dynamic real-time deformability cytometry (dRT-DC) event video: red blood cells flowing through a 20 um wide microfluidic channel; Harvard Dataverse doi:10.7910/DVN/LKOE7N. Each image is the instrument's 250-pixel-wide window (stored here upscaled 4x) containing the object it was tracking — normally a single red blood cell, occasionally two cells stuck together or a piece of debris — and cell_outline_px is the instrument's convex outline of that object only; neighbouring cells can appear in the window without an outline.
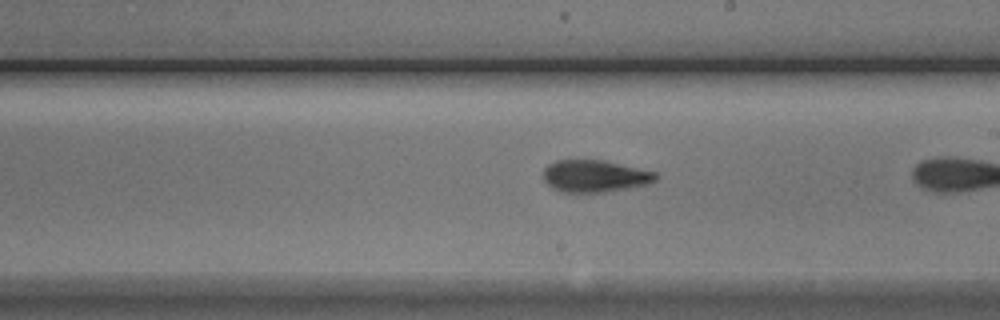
{"species": "Egyptian fruit bat (a non-hibernating species)", "species_latin": "Rousettus aegyptiacus", "temperature_condition": "cold", "stored_images_in_passage": 21, "camera_frame_rate_fps": 3000, "um_per_image_px": 0.085, "animal": {"sex": "male"}, "frame": {"image": 1, "passage_image": 15, "time_ms": 4.667, "image_size_px": [1000, 320], "cell_outline_px": [[660, 176], [656, 180], [648, 184], [628, 188], [604, 192], [564, 192], [552, 188], [544, 180], [544, 168], [548, 164], [556, 160], [600, 160], [656, 172]], "centroid_in_image_um": [50.56, 14.97], "position_along_channel_um": 238.4, "area_um2": 20.87}}